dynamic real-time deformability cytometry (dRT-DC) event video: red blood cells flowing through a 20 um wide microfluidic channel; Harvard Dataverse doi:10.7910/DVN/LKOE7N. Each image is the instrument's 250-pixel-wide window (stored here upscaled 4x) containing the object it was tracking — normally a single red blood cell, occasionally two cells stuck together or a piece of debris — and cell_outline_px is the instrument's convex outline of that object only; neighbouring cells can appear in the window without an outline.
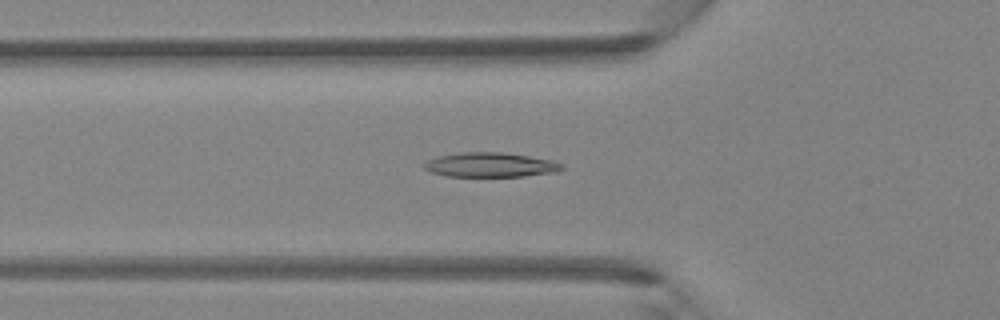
{"species": "Egyptian fruit bat (a non-hibernating species)", "species_latin": "Rousettus aegyptiacus", "temperature_condition": "room temperature", "stored_images_in_passage": 36, "camera_frame_rate_fps": 3000, "um_per_image_px": 0.085, "animal": {"sex": "female"}, "frame": {"image": 1, "passage_image": 6, "time_ms": 1.667, "image_size_px": [1000, 320], "cell_outline_px": [[564, 168], [556, 172], [524, 176], [444, 176], [428, 172], [424, 168], [424, 164], [428, 160], [440, 156], [460, 152], [500, 152], [528, 156], [552, 160], [564, 164]], "centroid_in_image_um": [41.68, 14.01], "position_along_channel_um": 84.1, "area_um2": 19.65}}
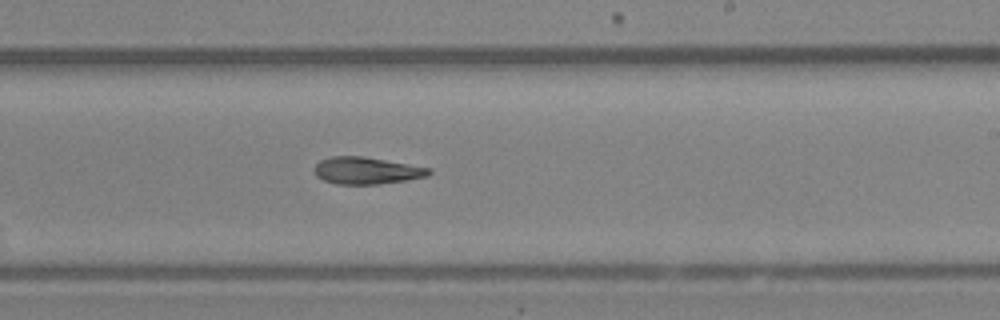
{"frame": {"image": 2, "passage_image": 18, "time_ms": 5.667, "image_size_px": [1000, 320], "cell_outline_px": [[432, 172], [428, 176], [408, 180], [376, 184], [336, 184], [324, 180], [316, 176], [316, 164], [320, 160], [332, 156], [364, 156], [408, 164], [428, 168]], "centroid_in_image_um": [31.16, 14.5], "position_along_channel_um": 257.8, "area_um2": 17.86}}
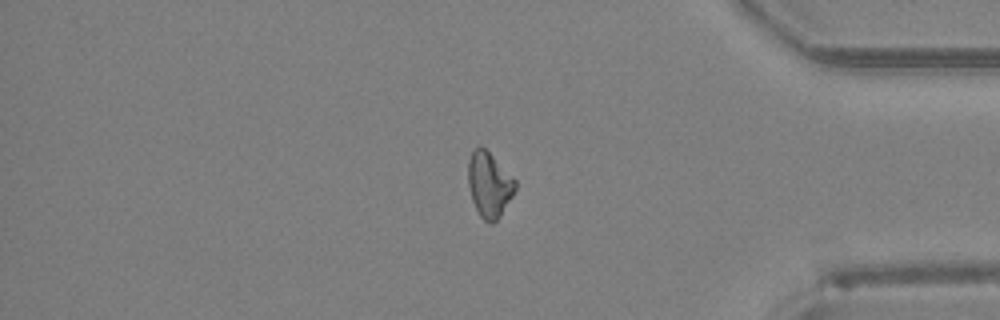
{"frame": {"image": 3, "passage_image": 29, "time_ms": 9.333, "image_size_px": [1000, 320], "cell_outline_px": [[516, 188], [512, 196], [500, 216], [492, 224], [488, 224], [480, 216], [472, 200], [468, 184], [468, 160], [472, 152], [480, 144], [516, 180]], "centroid_in_image_um": [41.57, 15.71], "position_along_channel_um": 393.6, "area_um2": 17.69}}